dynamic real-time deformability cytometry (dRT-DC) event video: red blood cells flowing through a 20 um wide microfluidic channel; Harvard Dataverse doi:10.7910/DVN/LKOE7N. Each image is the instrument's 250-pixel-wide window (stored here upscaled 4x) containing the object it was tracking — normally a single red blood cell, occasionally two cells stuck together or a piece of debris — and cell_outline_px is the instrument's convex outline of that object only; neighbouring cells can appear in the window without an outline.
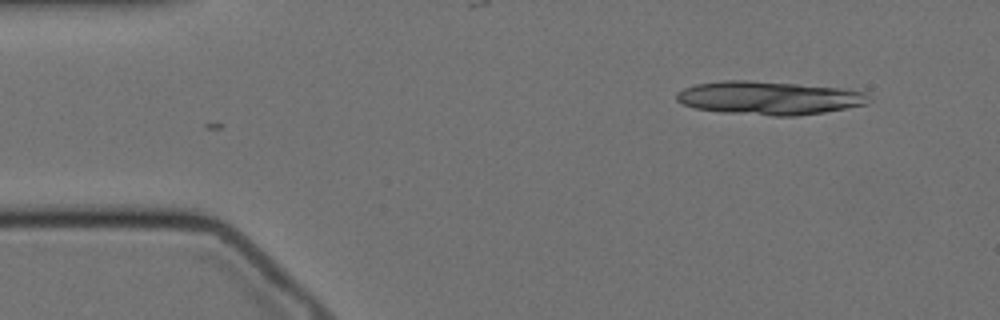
{"species": "Egyptian fruit bat (a non-hibernating species)", "species_latin": "Rousettus aegyptiacus", "temperature_condition": "cold", "stored_images_in_passage": 10, "camera_frame_rate_fps": 3000, "um_per_image_px": 0.085, "animal": {"sex": "female"}, "frame": {"image": 1, "passage_image": 1, "time_ms": 0.0, "image_size_px": [1000, 320], "cell_outline_px": [[872, 100], [868, 104], [824, 112], [796, 116], [772, 116], [724, 112], [696, 108], [680, 104], [676, 100], [676, 92], [684, 88], [696, 84], [720, 80], [748, 80], [796, 84], [840, 88], [864, 92]], "centroid_in_image_um": [65.34, 8.32], "position_along_channel_um": 19.7, "area_um2": 37.45}}